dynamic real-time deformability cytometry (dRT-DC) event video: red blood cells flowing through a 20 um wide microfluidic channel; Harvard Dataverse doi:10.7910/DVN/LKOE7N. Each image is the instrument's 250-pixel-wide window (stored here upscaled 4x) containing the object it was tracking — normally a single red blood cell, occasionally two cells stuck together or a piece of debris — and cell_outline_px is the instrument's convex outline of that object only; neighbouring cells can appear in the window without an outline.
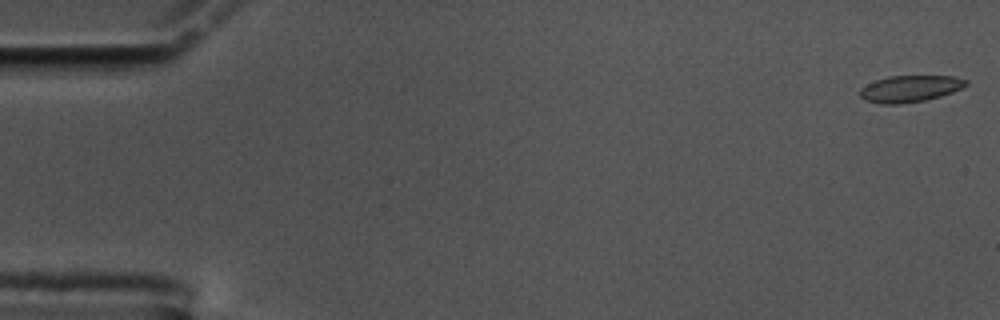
{"species": "common noctule bat (a hibernating species)", "species_latin": "Nyctalus noctula", "temperature_condition": "cold", "stored_images_in_passage": 57, "camera_frame_rate_fps": 3000, "um_per_image_px": 0.085, "animal": {"sex": "male", "body_mass_g": 17.5, "forearm_length_mm": 52.3}, "frame": {"image": 1, "passage_image": 1, "time_ms": 0.0, "image_size_px": [1000, 320], "cell_outline_px": [[968, 84], [952, 92], [940, 96], [924, 100], [900, 104], [880, 104], [864, 100], [860, 96], [860, 88], [876, 80], [888, 76], [952, 76], [968, 80]], "centroid_in_image_um": [77.32, 7.54], "position_along_channel_um": 7.7, "area_um2": 16.36}}
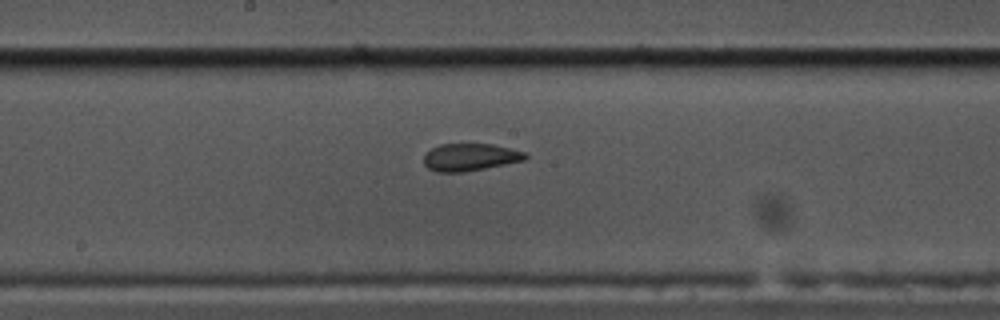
{"frame": {"image": 2, "passage_image": 30, "time_ms": 9.667, "image_size_px": [1000, 320], "cell_outline_px": [[528, 156], [524, 160], [464, 172], [436, 172], [428, 168], [424, 164], [424, 152], [440, 144], [492, 144], [528, 152]], "centroid_in_image_um": [39.94, 13.35], "position_along_channel_um": 208.3, "area_um2": 16.24}}
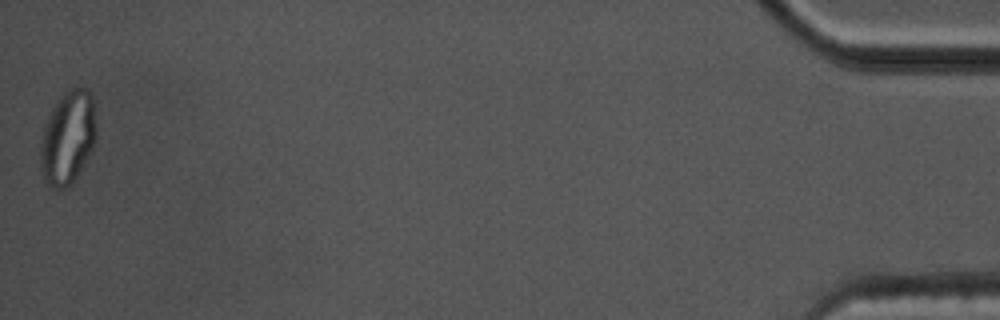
{"frame": {"image": 3, "passage_image": 57, "time_ms": 18.667, "image_size_px": [1000, 320], "cell_outline_px": [[96, 136], [92, 148], [72, 184], [68, 188], [52, 188], [44, 180], [40, 172], [40, 144], [44, 124], [52, 108], [60, 96], [72, 84], [88, 88], [92, 92], [96, 128]], "centroid_in_image_um": [5.75, 11.64], "position_along_channel_um": 429.4, "area_um2": 30.92}}